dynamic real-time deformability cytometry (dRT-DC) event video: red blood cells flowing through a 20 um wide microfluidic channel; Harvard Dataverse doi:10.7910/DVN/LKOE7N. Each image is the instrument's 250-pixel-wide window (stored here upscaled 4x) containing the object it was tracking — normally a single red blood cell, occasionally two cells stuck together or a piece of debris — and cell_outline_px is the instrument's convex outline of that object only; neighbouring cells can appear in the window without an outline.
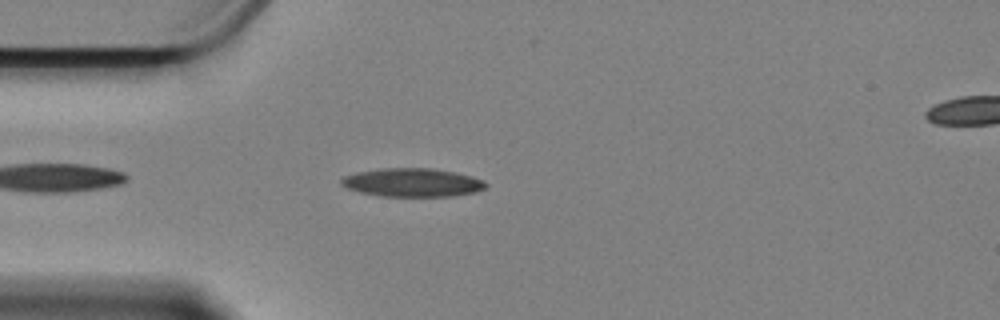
{"species": "Egyptian fruit bat (a non-hibernating species)", "species_latin": "Rousettus aegyptiacus", "temperature_condition": "cold", "stored_images_in_passage": 47, "camera_frame_rate_fps": 3000, "um_per_image_px": 0.085, "animal": {"sex": "female"}, "frame": {"image": 1, "passage_image": 4, "time_ms": 1.0, "image_size_px": [1000, 320], "cell_outline_px": [[488, 184], [484, 188], [476, 192], [448, 196], [380, 196], [360, 192], [348, 188], [340, 184], [340, 180], [344, 176], [356, 172], [384, 168], [432, 168], [456, 172], [472, 176], [484, 180]], "centroid_in_image_um": [35.06, 15.51], "position_along_channel_um": 49.9, "area_um2": 23.99}}
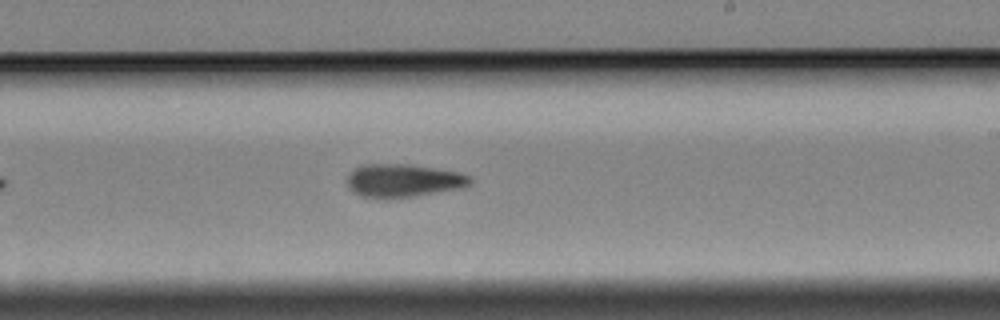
{"frame": {"image": 2, "passage_image": 23, "time_ms": 7.333, "image_size_px": [1000, 320], "cell_outline_px": [[472, 180], [468, 184], [460, 188], [388, 200], [384, 200], [360, 196], [348, 184], [348, 176], [356, 168], [364, 164], [408, 164], [456, 172], [468, 176]], "centroid_in_image_um": [34.23, 15.37], "position_along_channel_um": 254.8, "area_um2": 23.35}}
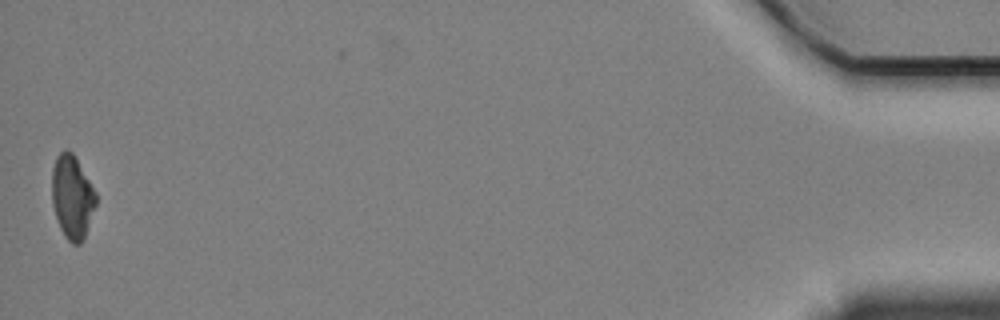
{"frame": {"image": 3, "passage_image": 47, "time_ms": 15.333, "image_size_px": [1000, 320], "cell_outline_px": [[96, 204], [84, 240], [80, 244], [72, 244], [64, 236], [60, 228], [52, 204], [52, 168], [56, 156], [64, 148], [72, 152], [96, 192]], "centroid_in_image_um": [6.13, 16.75], "position_along_channel_um": 429.1, "area_um2": 21.44}, "authors_computed_cell_mechanics": {"area_um2": 23.2934, "velocity_mm_per_s": 3.3611, "shape_relaxation_time_tau1_ms": 6.1426, "shape_relaxation_time_tau2_ms": 7.9527, "deformation_change_tau1": 0.1448, "deformation_change_tau2": 0.1682}}